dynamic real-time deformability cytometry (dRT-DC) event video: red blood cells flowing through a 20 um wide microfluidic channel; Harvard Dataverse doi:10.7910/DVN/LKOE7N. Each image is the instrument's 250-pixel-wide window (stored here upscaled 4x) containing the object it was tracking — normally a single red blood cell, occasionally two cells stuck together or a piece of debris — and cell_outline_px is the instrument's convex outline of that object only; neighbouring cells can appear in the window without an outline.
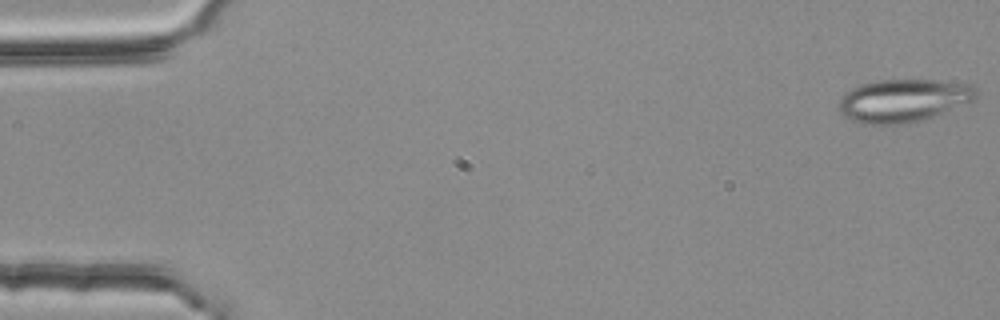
{"species": "common noctule bat (a hibernating species)", "species_latin": "Nyctalus noctula", "temperature_condition": "room temperature", "stored_images_in_passage": 55, "segment_of_instrument_passage": [1, 2], "camera_frame_rate_fps": 3000, "um_per_image_px": 0.085, "animal": {"sex": "female", "body_mass_g": 25.1}, "frame": {"image": 1, "passage_image": 1, "time_ms": 0.0, "image_size_px": [1000, 320], "cell_outline_px": [[976, 96], [972, 100], [932, 116], [920, 120], [896, 124], [860, 124], [844, 116], [840, 112], [840, 100], [844, 92], [860, 84], [880, 80], [936, 80], [972, 84], [976, 88]], "centroid_in_image_um": [76.74, 8.53], "position_along_channel_um": 8.3, "area_um2": 33.87}}